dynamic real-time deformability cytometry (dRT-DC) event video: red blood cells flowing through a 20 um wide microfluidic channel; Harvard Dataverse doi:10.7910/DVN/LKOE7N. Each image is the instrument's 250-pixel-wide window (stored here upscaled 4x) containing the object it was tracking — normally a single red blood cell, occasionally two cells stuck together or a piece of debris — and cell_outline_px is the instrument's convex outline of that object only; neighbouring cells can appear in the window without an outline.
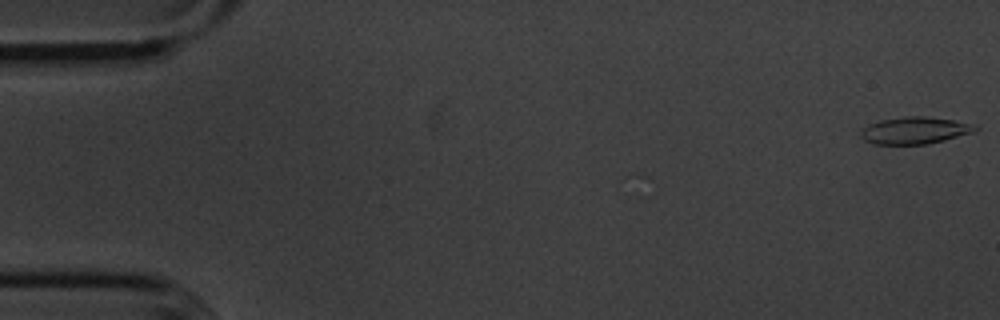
{"species": "common noctule bat (a hibernating species)", "species_latin": "Nyctalus noctula", "temperature_condition": "cold", "stored_images_in_passage": 55, "camera_frame_rate_fps": 3000, "um_per_image_px": 0.085, "animal": {"sex": "male", "body_mass_g": 20.1, "forearm_length_mm": 53.5}, "frame": {"image": 1, "passage_image": 1, "time_ms": 0.0, "image_size_px": [1000, 320], "cell_outline_px": [[980, 128], [972, 132], [944, 140], [928, 144], [876, 144], [864, 140], [860, 136], [860, 132], [864, 128], [880, 120], [904, 116], [928, 116], [952, 120]], "centroid_in_image_um": [77.71, 11.09], "position_along_channel_um": 7.3, "area_um2": 17.63}}
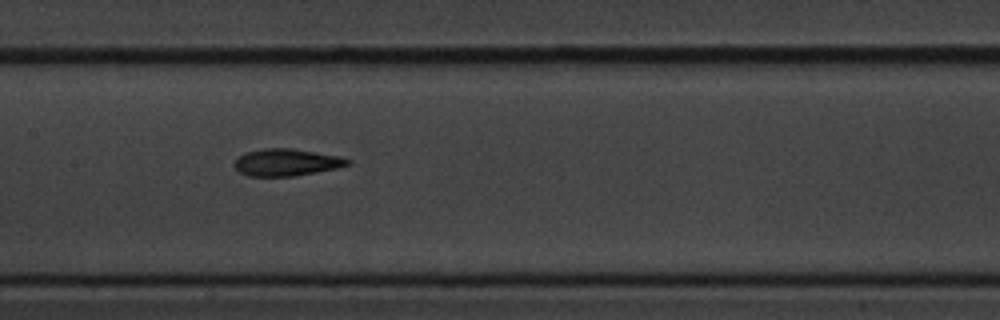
{"frame": {"image": 2, "passage_image": 27, "time_ms": 8.667, "image_size_px": [1000, 320], "cell_outline_px": [[352, 164], [336, 168], [292, 176], [248, 176], [240, 172], [232, 164], [236, 156], [244, 152], [264, 148], [292, 148], [336, 156], [352, 160]], "centroid_in_image_um": [24.28, 13.79], "position_along_channel_um": 183.1, "area_um2": 17.86}}
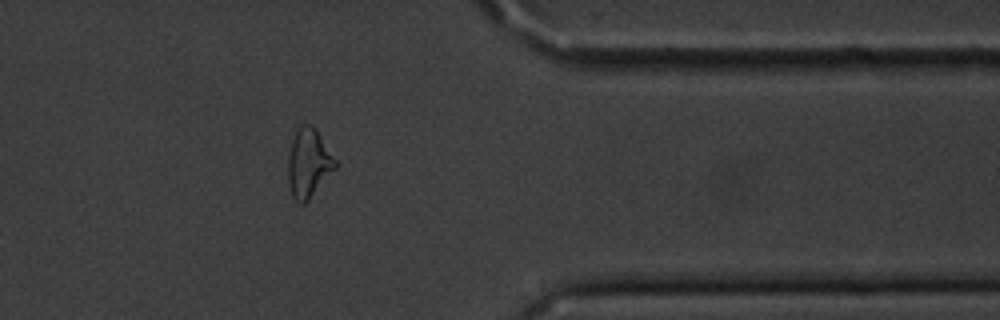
{"frame": {"image": 3, "passage_image": 45, "time_ms": 14.667, "image_size_px": [1000, 320], "cell_outline_px": [[336, 168], [308, 200], [304, 204], [300, 204], [292, 196], [288, 184], [288, 156], [292, 140], [296, 132], [300, 128], [308, 124], [312, 124], [336, 160]], "centroid_in_image_um": [26.21, 13.9], "position_along_channel_um": 385.2, "area_um2": 18.55}, "authors_computed_cell_mechanics": {"area_um2": 18.0336, "velocity_mm_per_s": 3.6027, "shape_relaxation_time_tau1_ms": 3.8437, "shape_relaxation_time_tau2_ms": 3.7514, "deformation_change_tau1": 0.1415, "deformation_change_tau2": 0.1339}}